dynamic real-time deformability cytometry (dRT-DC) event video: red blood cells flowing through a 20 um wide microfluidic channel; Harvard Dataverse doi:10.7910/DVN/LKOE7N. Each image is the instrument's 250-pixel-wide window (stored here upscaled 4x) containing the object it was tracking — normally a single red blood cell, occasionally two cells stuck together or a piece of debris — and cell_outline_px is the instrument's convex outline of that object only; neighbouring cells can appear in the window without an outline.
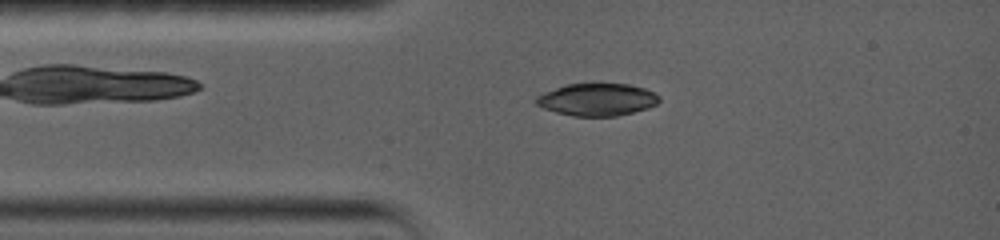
{"species": "common noctule bat (a hibernating species)", "species_latin": "Nyctalus noctula", "temperature_condition": "warm", "stored_images_in_passage": 5, "camera_frame_rate_fps": 5000, "um_per_image_px": 0.085, "animal": {"sex": "female", "body_mass_g": 19.0, "forearm_length_mm": 56.7}, "frame": {"image": 1, "passage_image": 3, "time_ms": 1.8, "image_size_px": [1000, 240], "cell_outline_px": [[660, 100], [656, 104], [648, 108], [616, 116], [572, 116], [556, 112], [544, 108], [536, 104], [532, 100], [536, 96], [544, 92], [568, 84], [600, 80], [628, 84], [644, 88], [660, 96]], "centroid_in_image_um": [50.74, 8.42], "position_along_channel_um": 34.3, "area_um2": 23.99}}
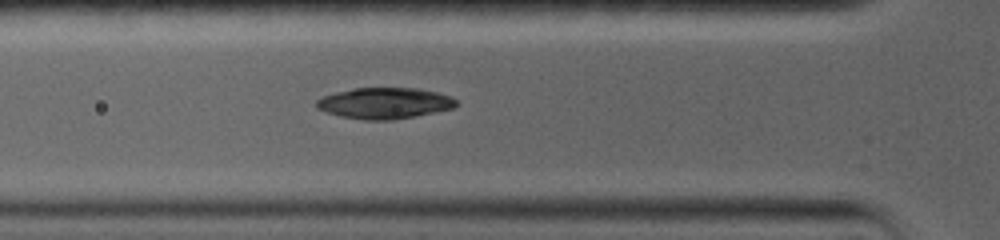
{"frame": {"image": 2, "passage_image": 5, "time_ms": 3.6, "image_size_px": [1000, 240], "cell_outline_px": [[456, 108], [392, 120], [364, 120], [340, 116], [316, 108], [316, 100], [324, 96], [336, 92], [356, 88], [416, 88], [436, 92], [452, 96], [456, 100]], "centroid_in_image_um": [32.7, 8.77], "position_along_channel_um": 93.1, "area_um2": 25.2}}